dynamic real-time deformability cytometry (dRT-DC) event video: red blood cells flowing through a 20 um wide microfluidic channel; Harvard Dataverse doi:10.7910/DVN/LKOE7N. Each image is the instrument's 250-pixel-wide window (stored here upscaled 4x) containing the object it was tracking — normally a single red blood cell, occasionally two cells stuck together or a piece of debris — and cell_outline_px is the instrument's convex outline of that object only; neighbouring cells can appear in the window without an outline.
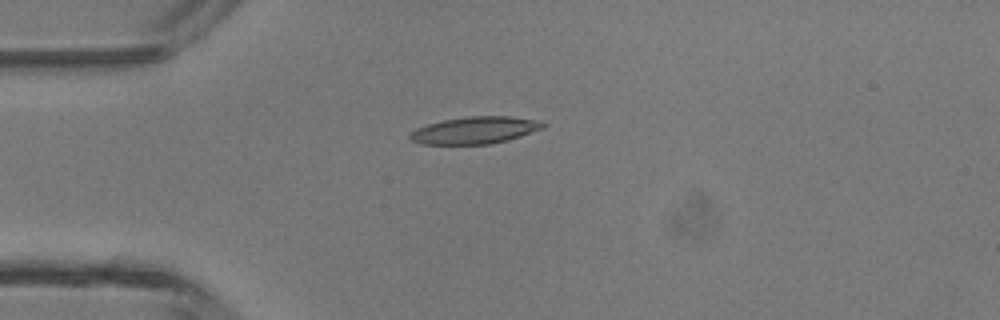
{"species": "common noctule bat (a hibernating species)", "species_latin": "Nyctalus noctula", "temperature_condition": "room temperature", "stored_images_in_passage": 3, "camera_frame_rate_fps": 3000, "um_per_image_px": 0.085, "animal": {"sex": "male", "body_mass_g": 13.3}, "frame": {"image": 1, "passage_image": 1, "time_ms": 0.0, "image_size_px": [1000, 320], "cell_outline_px": [[548, 124], [544, 128], [508, 140], [492, 144], [424, 144], [412, 140], [408, 136], [408, 132], [416, 128], [428, 124], [444, 120], [468, 116], [508, 116], [544, 120]], "centroid_in_image_um": [40.42, 11.06], "position_along_channel_um": 44.6, "area_um2": 21.21}}
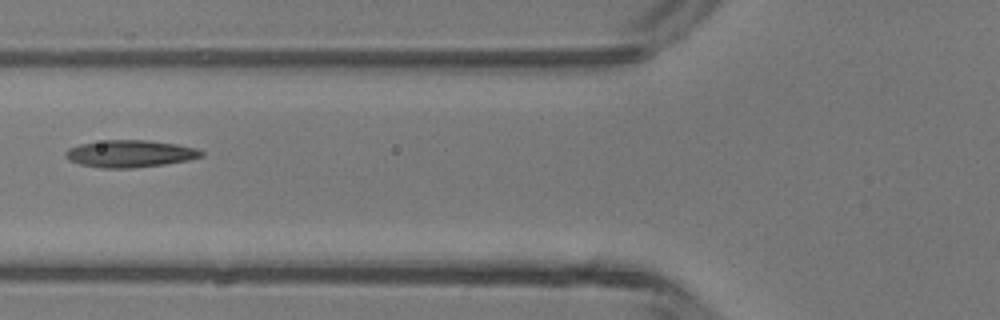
{"frame": {"image": 2, "passage_image": 3, "time_ms": 0.667, "image_size_px": [1000, 320], "cell_outline_px": [[204, 156], [188, 160], [164, 164], [132, 168], [100, 168], [80, 164], [68, 160], [64, 156], [64, 152], [68, 148], [80, 144], [104, 140], [148, 140], [176, 144], [196, 148], [204, 152]], "centroid_in_image_um": [11.03, 13.06], "position_along_channel_um": 114.8, "area_um2": 21.56}}